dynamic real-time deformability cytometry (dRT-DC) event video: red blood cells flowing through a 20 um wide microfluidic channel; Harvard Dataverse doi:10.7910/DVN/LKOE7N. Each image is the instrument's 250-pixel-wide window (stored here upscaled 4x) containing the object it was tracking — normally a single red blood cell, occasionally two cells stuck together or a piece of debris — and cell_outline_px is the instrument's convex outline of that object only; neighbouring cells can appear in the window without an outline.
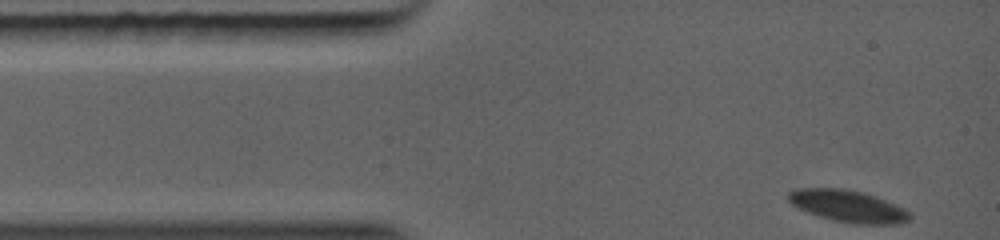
{"species": "common noctule bat (a hibernating species)", "species_latin": "Nyctalus noctula", "temperature_condition": "warm", "stored_images_in_passage": 26, "camera_frame_rate_fps": 5000, "um_per_image_px": 0.085, "animal": {"sex": "female", "body_mass_g": 19.0, "forearm_length_mm": 56.7}, "frame": {"image": 1, "passage_image": 1, "time_ms": 0.0, "image_size_px": [1000, 240], "cell_outline_px": [[912, 216], [908, 220], [900, 224], [852, 224], [832, 220], [796, 208], [788, 200], [788, 192], [796, 188], [844, 188], [864, 192], [876, 196], [904, 208], [912, 212]], "centroid_in_image_um": [72.09, 17.52], "position_along_channel_um": 12.9, "area_um2": 22.89}}
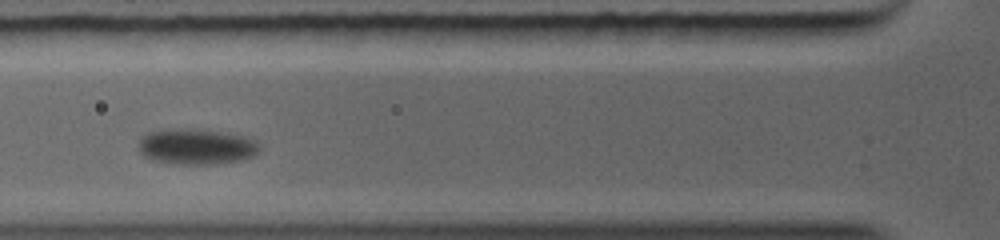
{"frame": {"image": 2, "passage_image": 10, "time_ms": 3.4, "image_size_px": [1000, 240], "cell_outline_px": [[260, 148], [252, 156], [240, 160], [212, 164], [176, 164], [152, 160], [144, 156], [140, 152], [140, 140], [148, 132], [172, 128], [196, 128], [228, 132], [256, 140], [260, 144]], "centroid_in_image_um": [16.7, 12.44], "position_along_channel_um": 109.1, "area_um2": 25.32}}
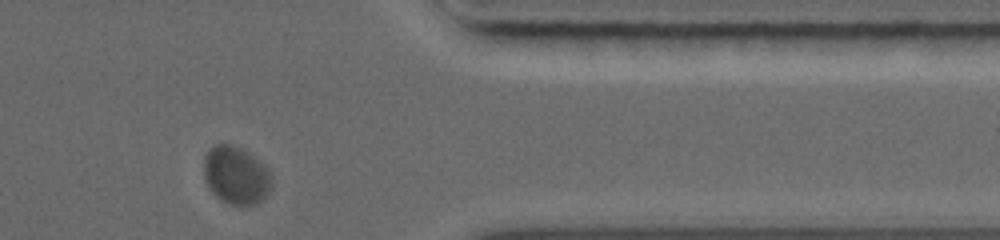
{"frame": {"image": 3, "passage_image": 26, "time_ms": 10.0, "image_size_px": [1000, 240], "cell_outline_px": [[272, 188], [256, 204], [232, 204], [220, 200], [212, 192], [204, 176], [204, 156], [216, 144], [228, 144], [240, 148], [248, 152], [260, 160], [268, 168], [272, 176]], "centroid_in_image_um": [20.09, 14.89], "position_along_channel_um": 391.3, "area_um2": 22.72}}